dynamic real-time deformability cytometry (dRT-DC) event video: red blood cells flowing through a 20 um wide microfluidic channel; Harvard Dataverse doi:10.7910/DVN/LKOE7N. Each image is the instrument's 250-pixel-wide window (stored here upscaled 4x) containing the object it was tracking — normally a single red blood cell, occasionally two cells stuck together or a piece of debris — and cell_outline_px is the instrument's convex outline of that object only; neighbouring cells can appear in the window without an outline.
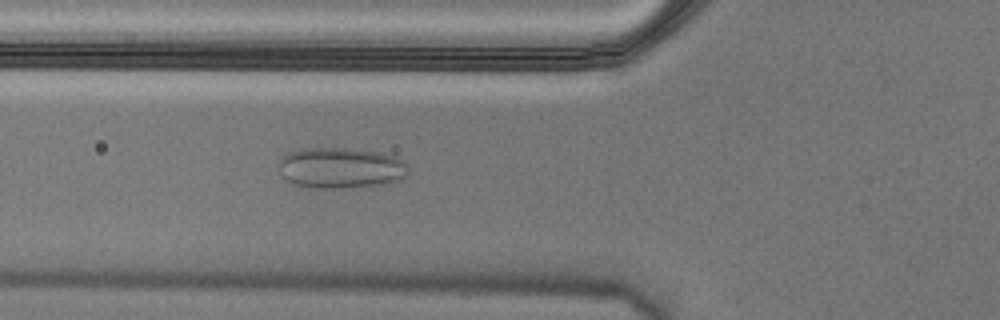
{"species": "Egyptian fruit bat (a non-hibernating species)", "species_latin": "Rousettus aegyptiacus", "temperature_condition": "cold", "stored_images_in_passage": 6, "camera_frame_rate_fps": 3000, "um_per_image_px": 0.085, "animal": {"sex": "male"}, "frame": {"image": 1, "passage_image": 6, "time_ms": 1.667, "image_size_px": [1000, 320], "cell_outline_px": [[408, 172], [404, 180], [384, 184], [352, 188], [316, 188], [292, 184], [280, 172], [280, 156], [288, 152], [300, 148], [344, 148], [380, 152], [396, 156], [404, 160]], "centroid_in_image_um": [28.99, 14.27], "position_along_channel_um": 96.8, "area_um2": 31.27}}